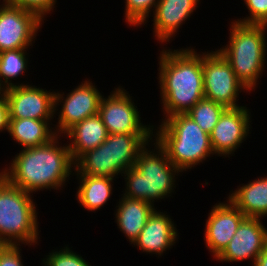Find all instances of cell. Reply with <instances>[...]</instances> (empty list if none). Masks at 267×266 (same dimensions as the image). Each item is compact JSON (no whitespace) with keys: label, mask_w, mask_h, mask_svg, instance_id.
Here are the masks:
<instances>
[{"label":"cell","mask_w":267,"mask_h":266,"mask_svg":"<svg viewBox=\"0 0 267 266\" xmlns=\"http://www.w3.org/2000/svg\"><path fill=\"white\" fill-rule=\"evenodd\" d=\"M203 89L205 98L226 108L240 107L237 104L239 93L248 90L236 78L228 60L219 50L202 52Z\"/></svg>","instance_id":"obj_7"},{"label":"cell","mask_w":267,"mask_h":266,"mask_svg":"<svg viewBox=\"0 0 267 266\" xmlns=\"http://www.w3.org/2000/svg\"><path fill=\"white\" fill-rule=\"evenodd\" d=\"M158 58V82L165 117L186 114L205 97L202 53L191 48L164 49Z\"/></svg>","instance_id":"obj_2"},{"label":"cell","mask_w":267,"mask_h":266,"mask_svg":"<svg viewBox=\"0 0 267 266\" xmlns=\"http://www.w3.org/2000/svg\"><path fill=\"white\" fill-rule=\"evenodd\" d=\"M26 50L28 49H13L0 53V87L3 90L15 85H28L12 82L14 78L16 80L18 76H22L24 71L26 72L27 70L28 54Z\"/></svg>","instance_id":"obj_24"},{"label":"cell","mask_w":267,"mask_h":266,"mask_svg":"<svg viewBox=\"0 0 267 266\" xmlns=\"http://www.w3.org/2000/svg\"><path fill=\"white\" fill-rule=\"evenodd\" d=\"M246 106L227 108L221 115L214 129L209 134L214 154L229 157L247 138L250 113Z\"/></svg>","instance_id":"obj_13"},{"label":"cell","mask_w":267,"mask_h":266,"mask_svg":"<svg viewBox=\"0 0 267 266\" xmlns=\"http://www.w3.org/2000/svg\"><path fill=\"white\" fill-rule=\"evenodd\" d=\"M44 266H91L81 255L70 250L69 246L53 251L42 260Z\"/></svg>","instance_id":"obj_27"},{"label":"cell","mask_w":267,"mask_h":266,"mask_svg":"<svg viewBox=\"0 0 267 266\" xmlns=\"http://www.w3.org/2000/svg\"><path fill=\"white\" fill-rule=\"evenodd\" d=\"M153 134H108L104 143L108 146L109 177L117 175L133 166L139 153L148 146ZM147 145V146H146ZM115 177V178H114Z\"/></svg>","instance_id":"obj_15"},{"label":"cell","mask_w":267,"mask_h":266,"mask_svg":"<svg viewBox=\"0 0 267 266\" xmlns=\"http://www.w3.org/2000/svg\"><path fill=\"white\" fill-rule=\"evenodd\" d=\"M9 106L4 92L0 94V132L9 130Z\"/></svg>","instance_id":"obj_31"},{"label":"cell","mask_w":267,"mask_h":266,"mask_svg":"<svg viewBox=\"0 0 267 266\" xmlns=\"http://www.w3.org/2000/svg\"><path fill=\"white\" fill-rule=\"evenodd\" d=\"M20 245H0V266H24Z\"/></svg>","instance_id":"obj_30"},{"label":"cell","mask_w":267,"mask_h":266,"mask_svg":"<svg viewBox=\"0 0 267 266\" xmlns=\"http://www.w3.org/2000/svg\"><path fill=\"white\" fill-rule=\"evenodd\" d=\"M153 145L156 150L145 147L139 153L135 166L125 170L122 176L126 177H123L126 182L123 196L147 201L154 206L155 200L171 196L176 188L175 175L181 171L170 162L157 141Z\"/></svg>","instance_id":"obj_3"},{"label":"cell","mask_w":267,"mask_h":266,"mask_svg":"<svg viewBox=\"0 0 267 266\" xmlns=\"http://www.w3.org/2000/svg\"><path fill=\"white\" fill-rule=\"evenodd\" d=\"M158 126L153 137L179 171L192 169L195 165L203 163L211 154L214 155L209 134L189 115H172Z\"/></svg>","instance_id":"obj_4"},{"label":"cell","mask_w":267,"mask_h":266,"mask_svg":"<svg viewBox=\"0 0 267 266\" xmlns=\"http://www.w3.org/2000/svg\"><path fill=\"white\" fill-rule=\"evenodd\" d=\"M231 24L229 44L218 50L230 63L236 78L251 92L265 68L267 25L236 21Z\"/></svg>","instance_id":"obj_5"},{"label":"cell","mask_w":267,"mask_h":266,"mask_svg":"<svg viewBox=\"0 0 267 266\" xmlns=\"http://www.w3.org/2000/svg\"><path fill=\"white\" fill-rule=\"evenodd\" d=\"M74 172L76 175L109 177L108 146L103 142L81 154L74 161Z\"/></svg>","instance_id":"obj_23"},{"label":"cell","mask_w":267,"mask_h":266,"mask_svg":"<svg viewBox=\"0 0 267 266\" xmlns=\"http://www.w3.org/2000/svg\"><path fill=\"white\" fill-rule=\"evenodd\" d=\"M226 109L227 108L223 105L204 97L186 114L189 115L204 132L210 134Z\"/></svg>","instance_id":"obj_25"},{"label":"cell","mask_w":267,"mask_h":266,"mask_svg":"<svg viewBox=\"0 0 267 266\" xmlns=\"http://www.w3.org/2000/svg\"><path fill=\"white\" fill-rule=\"evenodd\" d=\"M246 217L267 216V177L242 184L227 197Z\"/></svg>","instance_id":"obj_20"},{"label":"cell","mask_w":267,"mask_h":266,"mask_svg":"<svg viewBox=\"0 0 267 266\" xmlns=\"http://www.w3.org/2000/svg\"><path fill=\"white\" fill-rule=\"evenodd\" d=\"M79 188L77 200L89 211L99 210L112 195L113 178L102 176L77 175Z\"/></svg>","instance_id":"obj_22"},{"label":"cell","mask_w":267,"mask_h":266,"mask_svg":"<svg viewBox=\"0 0 267 266\" xmlns=\"http://www.w3.org/2000/svg\"><path fill=\"white\" fill-rule=\"evenodd\" d=\"M266 247L267 228L262 224L261 218L245 217L228 246L216 260L237 262L251 258L254 266L256 259Z\"/></svg>","instance_id":"obj_12"},{"label":"cell","mask_w":267,"mask_h":266,"mask_svg":"<svg viewBox=\"0 0 267 266\" xmlns=\"http://www.w3.org/2000/svg\"><path fill=\"white\" fill-rule=\"evenodd\" d=\"M199 2L200 0H159L153 11V32L156 39L161 43L169 42L193 14Z\"/></svg>","instance_id":"obj_17"},{"label":"cell","mask_w":267,"mask_h":266,"mask_svg":"<svg viewBox=\"0 0 267 266\" xmlns=\"http://www.w3.org/2000/svg\"><path fill=\"white\" fill-rule=\"evenodd\" d=\"M245 217L230 200L227 203H216L212 207L206 220L204 240L215 259L228 246Z\"/></svg>","instance_id":"obj_14"},{"label":"cell","mask_w":267,"mask_h":266,"mask_svg":"<svg viewBox=\"0 0 267 266\" xmlns=\"http://www.w3.org/2000/svg\"><path fill=\"white\" fill-rule=\"evenodd\" d=\"M90 80L83 81L66 96L64 93L55 92V114L57 105L63 103L59 115L58 125H55V133L63 137L65 133L80 121L98 113L102 94ZM60 102V104H59Z\"/></svg>","instance_id":"obj_10"},{"label":"cell","mask_w":267,"mask_h":266,"mask_svg":"<svg viewBox=\"0 0 267 266\" xmlns=\"http://www.w3.org/2000/svg\"><path fill=\"white\" fill-rule=\"evenodd\" d=\"M177 233L176 225L171 217L155 209L133 245L143 252L162 256L176 243Z\"/></svg>","instance_id":"obj_16"},{"label":"cell","mask_w":267,"mask_h":266,"mask_svg":"<svg viewBox=\"0 0 267 266\" xmlns=\"http://www.w3.org/2000/svg\"><path fill=\"white\" fill-rule=\"evenodd\" d=\"M0 53L13 49H27L42 27V20L34 12L1 2Z\"/></svg>","instance_id":"obj_9"},{"label":"cell","mask_w":267,"mask_h":266,"mask_svg":"<svg viewBox=\"0 0 267 266\" xmlns=\"http://www.w3.org/2000/svg\"><path fill=\"white\" fill-rule=\"evenodd\" d=\"M30 194L0 174V245L38 243L37 206Z\"/></svg>","instance_id":"obj_6"},{"label":"cell","mask_w":267,"mask_h":266,"mask_svg":"<svg viewBox=\"0 0 267 266\" xmlns=\"http://www.w3.org/2000/svg\"><path fill=\"white\" fill-rule=\"evenodd\" d=\"M5 3L12 6L20 7L25 10L34 12L42 20L44 17L51 13L55 8L57 0H3Z\"/></svg>","instance_id":"obj_29"},{"label":"cell","mask_w":267,"mask_h":266,"mask_svg":"<svg viewBox=\"0 0 267 266\" xmlns=\"http://www.w3.org/2000/svg\"><path fill=\"white\" fill-rule=\"evenodd\" d=\"M159 0H125V19L130 26H141L155 10ZM154 8V9H152Z\"/></svg>","instance_id":"obj_26"},{"label":"cell","mask_w":267,"mask_h":266,"mask_svg":"<svg viewBox=\"0 0 267 266\" xmlns=\"http://www.w3.org/2000/svg\"><path fill=\"white\" fill-rule=\"evenodd\" d=\"M65 134L72 141L68 148L73 161L84 152L98 147L108 136L106 126L98 113L80 121Z\"/></svg>","instance_id":"obj_18"},{"label":"cell","mask_w":267,"mask_h":266,"mask_svg":"<svg viewBox=\"0 0 267 266\" xmlns=\"http://www.w3.org/2000/svg\"><path fill=\"white\" fill-rule=\"evenodd\" d=\"M118 203L115 211L116 223L120 231L133 244L155 207L147 201L130 199L125 196L121 197Z\"/></svg>","instance_id":"obj_19"},{"label":"cell","mask_w":267,"mask_h":266,"mask_svg":"<svg viewBox=\"0 0 267 266\" xmlns=\"http://www.w3.org/2000/svg\"><path fill=\"white\" fill-rule=\"evenodd\" d=\"M10 119L51 120L55 115V92L32 85H15L3 90Z\"/></svg>","instance_id":"obj_11"},{"label":"cell","mask_w":267,"mask_h":266,"mask_svg":"<svg viewBox=\"0 0 267 266\" xmlns=\"http://www.w3.org/2000/svg\"><path fill=\"white\" fill-rule=\"evenodd\" d=\"M254 266H267V247L258 256Z\"/></svg>","instance_id":"obj_32"},{"label":"cell","mask_w":267,"mask_h":266,"mask_svg":"<svg viewBox=\"0 0 267 266\" xmlns=\"http://www.w3.org/2000/svg\"><path fill=\"white\" fill-rule=\"evenodd\" d=\"M60 137L57 135L42 146L22 149L12 159L9 168H3L0 174L11 185L32 195L42 189L63 188L66 180L72 175L74 161L68 144H58Z\"/></svg>","instance_id":"obj_1"},{"label":"cell","mask_w":267,"mask_h":266,"mask_svg":"<svg viewBox=\"0 0 267 266\" xmlns=\"http://www.w3.org/2000/svg\"><path fill=\"white\" fill-rule=\"evenodd\" d=\"M136 108L130 94L119 86L108 98L102 96L98 114L108 134H153L154 126L144 125Z\"/></svg>","instance_id":"obj_8"},{"label":"cell","mask_w":267,"mask_h":266,"mask_svg":"<svg viewBox=\"0 0 267 266\" xmlns=\"http://www.w3.org/2000/svg\"><path fill=\"white\" fill-rule=\"evenodd\" d=\"M50 121L28 118L9 119L8 133L23 149L42 146L57 136L55 129L49 126Z\"/></svg>","instance_id":"obj_21"},{"label":"cell","mask_w":267,"mask_h":266,"mask_svg":"<svg viewBox=\"0 0 267 266\" xmlns=\"http://www.w3.org/2000/svg\"><path fill=\"white\" fill-rule=\"evenodd\" d=\"M249 16L233 20L242 24L267 25V0H244Z\"/></svg>","instance_id":"obj_28"}]
</instances>
